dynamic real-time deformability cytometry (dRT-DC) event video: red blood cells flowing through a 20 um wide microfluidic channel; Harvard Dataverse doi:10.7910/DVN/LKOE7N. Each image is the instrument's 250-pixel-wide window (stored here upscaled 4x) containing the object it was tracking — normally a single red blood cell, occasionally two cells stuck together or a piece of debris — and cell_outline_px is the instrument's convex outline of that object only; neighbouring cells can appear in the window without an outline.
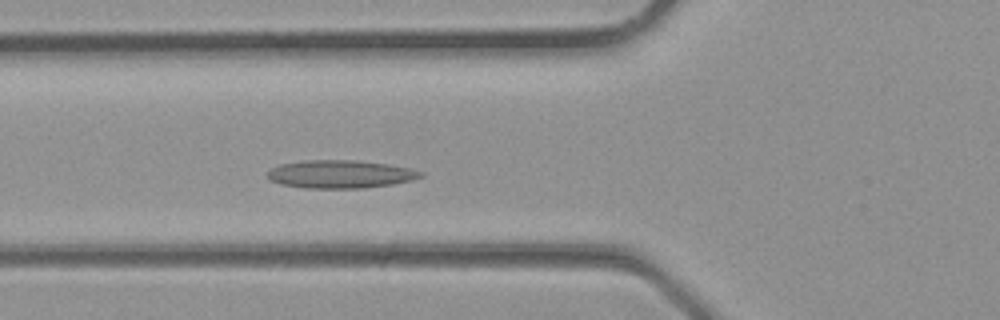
{"species": "common noctule bat (a hibernating species)", "species_latin": "Nyctalus noctula", "temperature_condition": "room temperature", "stored_images_in_passage": 28, "camera_frame_rate_fps": 3000, "um_per_image_px": 0.085, "animal": {"sex": "male", "body_mass_g": 23.1, "forearm_length_mm": 52.7}, "frame": {"image": 1, "passage_image": 6, "time_ms": 1.667, "image_size_px": [1000, 320], "cell_outline_px": [[424, 176], [412, 180], [392, 184], [364, 188], [304, 188], [280, 184], [272, 180], [268, 176], [268, 172], [272, 168], [280, 164], [304, 160], [360, 160], [388, 164], [412, 168], [424, 172]], "centroid_in_image_um": [28.98, 14.8], "position_along_channel_um": 96.8, "area_um2": 25.14}}
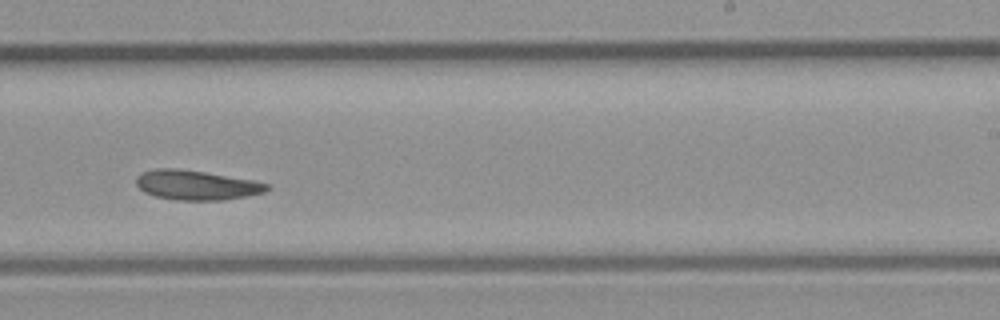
{"frame": {"image": 2, "passage_image": 15, "time_ms": 4.667, "image_size_px": [1000, 320], "cell_outline_px": [[272, 184], [264, 192], [224, 200], [176, 200], [156, 196], [144, 192], [136, 184], [136, 176], [144, 172], [156, 168], [180, 168], [252, 180]], "centroid_in_image_um": [16.68, 15.73], "position_along_channel_um": 272.3, "area_um2": 22.43}}
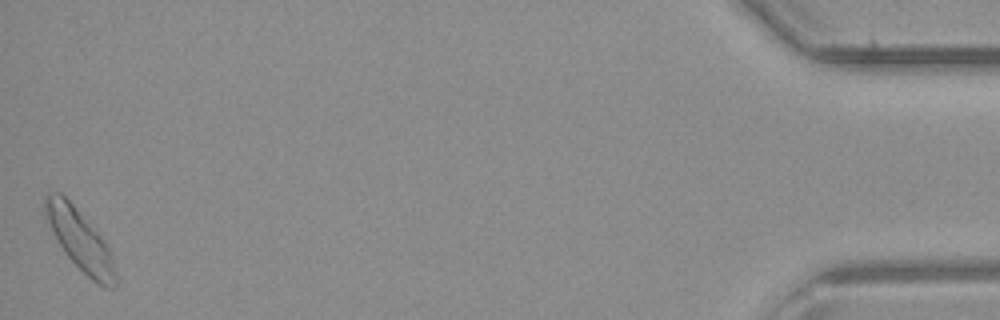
{"frame": {"image": 3, "passage_image": 28, "time_ms": 9.0, "image_size_px": [1000, 320], "cell_outline_px": [[116, 288], [104, 288], [96, 284], [64, 252], [44, 216], [44, 196], [48, 192], [60, 192], [76, 208], [104, 240], [112, 256], [116, 272]], "centroid_in_image_um": [6.79, 20.41], "position_along_channel_um": 428.4, "area_um2": 24.62}}